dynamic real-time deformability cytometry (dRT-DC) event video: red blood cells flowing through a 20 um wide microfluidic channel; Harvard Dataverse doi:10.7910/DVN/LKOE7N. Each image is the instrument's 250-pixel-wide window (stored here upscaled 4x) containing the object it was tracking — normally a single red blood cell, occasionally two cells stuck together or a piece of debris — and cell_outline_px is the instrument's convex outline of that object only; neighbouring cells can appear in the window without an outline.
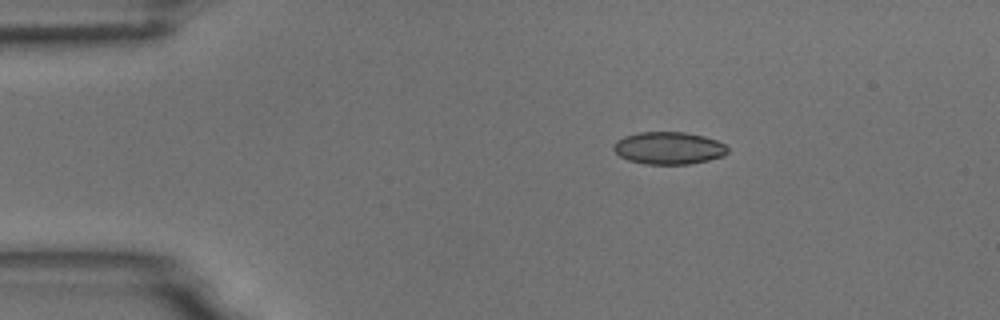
{"species": "common noctule bat (a hibernating species)", "species_latin": "Nyctalus noctula", "temperature_condition": "room temperature", "stored_images_in_passage": 46, "camera_frame_rate_fps": 3000, "um_per_image_px": 0.085, "animal": {"sex": "male", "body_mass_g": 18.8}, "frame": {"image": 1, "passage_image": 1, "time_ms": 0.0, "image_size_px": [1000, 320], "cell_outline_px": [[728, 152], [724, 156], [692, 164], [644, 164], [628, 160], [620, 156], [612, 148], [612, 144], [616, 140], [624, 136], [636, 132], [684, 132], [704, 136], [716, 140], [724, 144], [728, 148]], "centroid_in_image_um": [56.82, 12.58], "position_along_channel_um": 28.2, "area_um2": 21.73}}
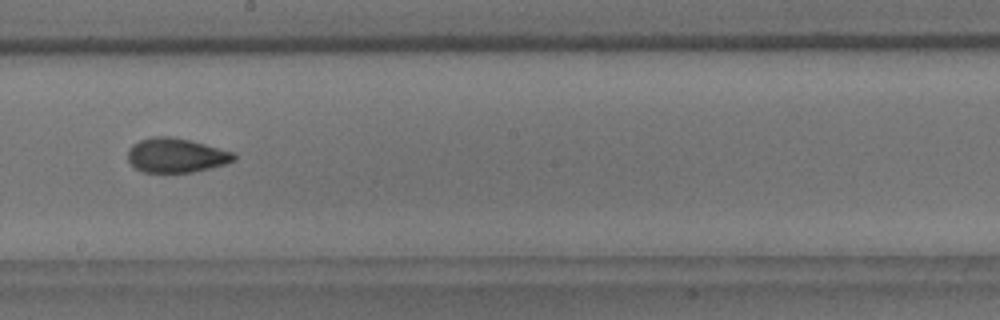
{"frame": {"image": 2, "passage_image": 22, "time_ms": 7.0, "image_size_px": [1000, 320], "cell_outline_px": [[236, 160], [224, 164], [192, 172], [144, 172], [136, 168], [128, 160], [128, 148], [132, 144], [140, 140], [152, 136], [172, 136], [236, 152]], "centroid_in_image_um": [14.97, 13.19], "position_along_channel_um": 233.2, "area_um2": 21.21}}
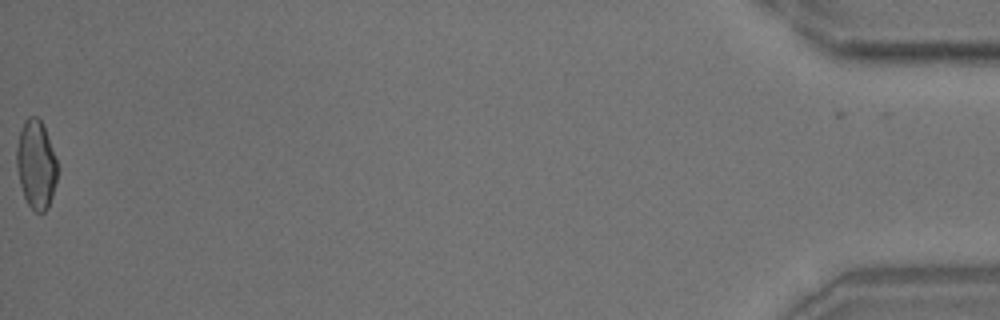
{"frame": {"image": 3, "passage_image": 46, "time_ms": 15.0, "image_size_px": [1000, 320], "cell_outline_px": [[56, 180], [52, 196], [48, 208], [44, 212], [36, 212], [28, 204], [24, 196], [20, 184], [16, 168], [16, 148], [20, 128], [24, 120], [28, 116], [36, 116], [40, 120], [44, 128], [56, 160]], "centroid_in_image_um": [3.03, 13.98], "position_along_channel_um": 432.2, "area_um2": 20.81}, "authors_computed_cell_mechanics": {"area_um2": 21.1837, "velocity_mm_per_s": 3.7272, "shape_relaxation_time_tau1_ms": 7.3638, "shape_relaxation_time_tau2_ms": 1.3716, "deformation_change_tau1": 0.1457, "deformation_change_tau2": 0.0634}}